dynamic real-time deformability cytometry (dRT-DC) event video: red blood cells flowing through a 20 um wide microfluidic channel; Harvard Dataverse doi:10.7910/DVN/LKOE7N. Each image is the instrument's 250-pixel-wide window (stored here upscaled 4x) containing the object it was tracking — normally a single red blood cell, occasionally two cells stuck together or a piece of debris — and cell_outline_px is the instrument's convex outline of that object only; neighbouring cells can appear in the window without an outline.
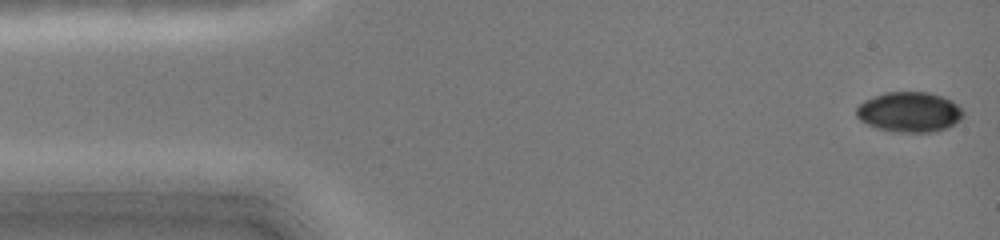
{"species": "common noctule bat (a hibernating species)", "species_latin": "Nyctalus noctula", "temperature_condition": "cold", "stored_images_in_passage": 2, "camera_frame_rate_fps": 3000, "um_per_image_px": 0.085, "animal": {"sex": "female", "body_mass_g": 19.0, "forearm_length_mm": 51.5}, "frame": {"image": 1, "passage_image": 1, "time_ms": 0.0, "image_size_px": [1000, 240], "cell_outline_px": [[964, 116], [960, 120], [948, 128], [936, 132], [896, 132], [876, 128], [860, 120], [856, 116], [856, 108], [864, 100], [884, 92], [928, 92], [952, 100], [964, 112]], "centroid_in_image_um": [77.3, 9.53], "position_along_channel_um": 7.7, "area_um2": 25.14}}